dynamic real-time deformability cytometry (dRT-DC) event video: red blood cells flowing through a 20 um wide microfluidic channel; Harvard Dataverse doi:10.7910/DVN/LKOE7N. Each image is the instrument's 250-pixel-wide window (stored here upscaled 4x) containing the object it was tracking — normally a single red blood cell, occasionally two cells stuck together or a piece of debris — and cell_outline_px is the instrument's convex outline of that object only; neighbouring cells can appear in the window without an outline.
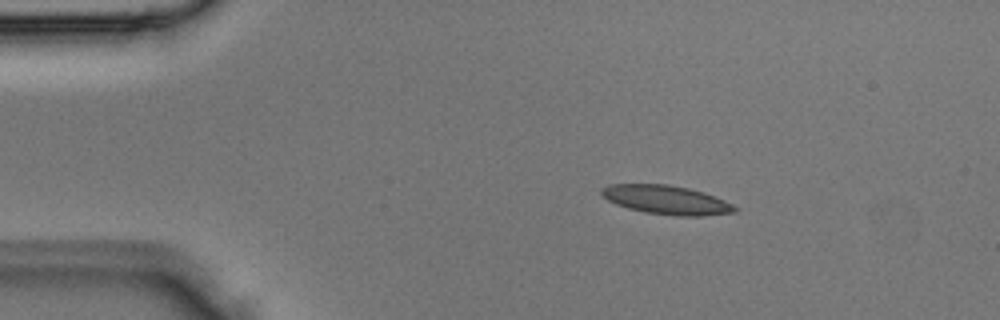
{"species": "Egyptian fruit bat (a non-hibernating species)", "species_latin": "Rousettus aegyptiacus", "temperature_condition": "room temperature", "stored_images_in_passage": 2, "camera_frame_rate_fps": 3000, "um_per_image_px": 0.085, "animal": {"sex": "male"}, "frame": {"image": 1, "passage_image": 1, "time_ms": 0.0, "image_size_px": [1000, 320], "cell_outline_px": [[740, 208], [736, 212], [704, 216], [676, 216], [644, 212], [628, 208], [616, 204], [608, 200], [600, 192], [600, 188], [608, 184], [668, 184], [688, 188], [704, 192], [724, 200]], "centroid_in_image_um": [56.66, 16.99], "position_along_channel_um": 28.3, "area_um2": 22.6}}